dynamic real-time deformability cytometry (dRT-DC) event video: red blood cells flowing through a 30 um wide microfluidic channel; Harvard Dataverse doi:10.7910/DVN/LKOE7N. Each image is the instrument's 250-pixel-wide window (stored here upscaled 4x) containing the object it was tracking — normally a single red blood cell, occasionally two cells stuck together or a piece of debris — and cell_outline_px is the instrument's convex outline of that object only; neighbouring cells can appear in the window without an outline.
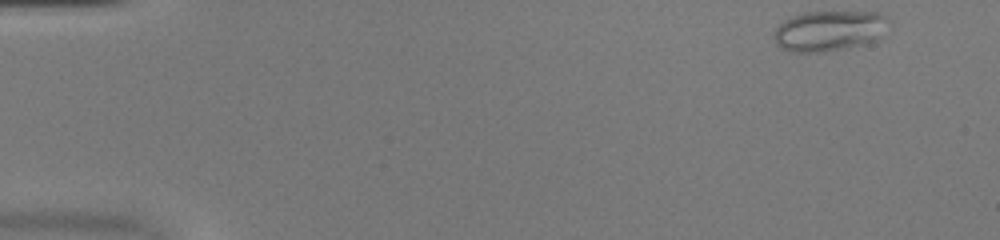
{"species": "common noctule bat (a hibernating species)", "species_latin": "Nyctalus noctula", "temperature_condition": "warm", "stored_images_in_passage": 49, "camera_frame_rate_fps": 3000, "um_per_image_px": 0.085, "animal": {"sex": "female", "body_mass_g": 20.0, "forearm_length_mm": 54.0}, "frame": {"image": 1, "passage_image": 1, "time_ms": 0.0, "image_size_px": [1000, 240], "cell_outline_px": [[884, 16], [880, 36], [876, 40], [864, 44], [824, 52], [788, 52], [780, 48], [776, 44], [772, 36], [776, 28], [784, 20], [792, 16], [804, 12], [880, 12]], "centroid_in_image_um": [70.35, 2.63], "position_along_channel_um": 14.7, "area_um2": 26.7}}
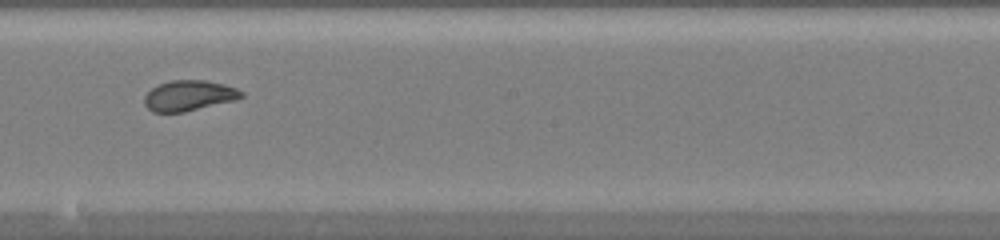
{"frame": {"image": 2, "passage_image": 27, "time_ms": 8.667, "image_size_px": [1000, 240], "cell_outline_px": [[244, 96], [232, 100], [184, 112], [152, 112], [144, 104], [144, 96], [152, 88], [160, 84], [172, 80], [208, 80], [224, 84], [236, 88], [244, 92]], "centroid_in_image_um": [16.04, 8.12], "position_along_channel_um": 232.2, "area_um2": 17.05}}
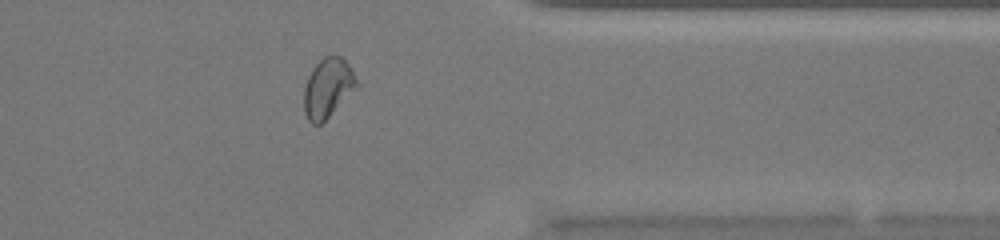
{"frame": {"image": 3, "passage_image": 39, "time_ms": 12.667, "image_size_px": [1000, 240], "cell_outline_px": [[360, 84], [320, 124], [312, 124], [308, 120], [304, 112], [304, 88], [308, 76], [312, 68], [324, 56], [340, 56], [348, 64]], "centroid_in_image_um": [27.85, 7.46], "position_along_channel_um": 383.6, "area_um2": 17.92}, "authors_computed_cell_mechanics": {"area_um2": 19.074, "velocity_mm_per_s": 4.0176, "shape_relaxation_time_tau1_ms": null, "shape_relaxation_time_tau2_ms": 0.6131, "deformation_change_tau1": null, "deformation_change_tau2": 0.0513}}